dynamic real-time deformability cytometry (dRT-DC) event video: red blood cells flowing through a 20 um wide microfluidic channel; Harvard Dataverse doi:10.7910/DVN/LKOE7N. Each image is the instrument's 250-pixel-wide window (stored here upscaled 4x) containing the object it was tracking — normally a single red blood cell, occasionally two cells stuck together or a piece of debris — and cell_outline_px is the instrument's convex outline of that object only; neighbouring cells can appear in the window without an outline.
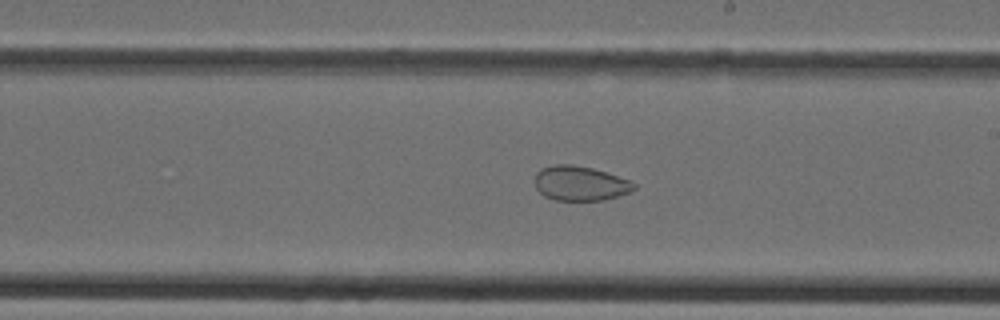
{"species": "Egyptian fruit bat (a non-hibernating species)", "species_latin": "Rousettus aegyptiacus", "temperature_condition": "cold", "stored_images_in_passage": 40, "camera_frame_rate_fps": 3000, "um_per_image_px": 0.085, "animal": {"sex": "female"}, "frame": {"image": 1, "passage_image": 23, "time_ms": 7.333, "image_size_px": [1000, 320], "cell_outline_px": [[636, 188], [628, 192], [604, 200], [556, 200], [544, 196], [536, 188], [536, 172], [540, 168], [552, 164], [572, 164], [592, 168], [632, 180], [636, 184]], "centroid_in_image_um": [49.31, 15.57], "position_along_channel_um": 239.7, "area_um2": 20.06}}